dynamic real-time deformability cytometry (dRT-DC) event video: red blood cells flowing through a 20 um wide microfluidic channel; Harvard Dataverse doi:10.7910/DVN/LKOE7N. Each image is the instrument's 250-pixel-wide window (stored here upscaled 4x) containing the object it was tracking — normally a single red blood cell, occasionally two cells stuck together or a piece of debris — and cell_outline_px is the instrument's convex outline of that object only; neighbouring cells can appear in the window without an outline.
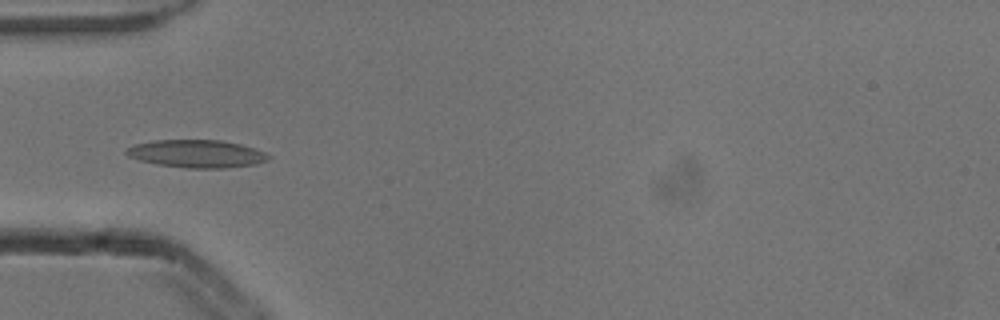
{"species": "common noctule bat (a hibernating species)", "species_latin": "Nyctalus noctula", "temperature_condition": "cold", "stored_images_in_passage": 5, "camera_frame_rate_fps": 3000, "um_per_image_px": 0.085, "animal": {"sex": "male", "body_mass_g": 13.3}, "frame": {"image": 1, "passage_image": 5, "time_ms": 1.333, "image_size_px": [1000, 320], "cell_outline_px": [[272, 156], [268, 160], [256, 164], [224, 168], [188, 168], [160, 164], [140, 160], [128, 156], [124, 152], [124, 148], [136, 144], [156, 140], [220, 140], [240, 144], [264, 152]], "centroid_in_image_um": [16.72, 13.06], "position_along_channel_um": 68.3, "area_um2": 22.83}}